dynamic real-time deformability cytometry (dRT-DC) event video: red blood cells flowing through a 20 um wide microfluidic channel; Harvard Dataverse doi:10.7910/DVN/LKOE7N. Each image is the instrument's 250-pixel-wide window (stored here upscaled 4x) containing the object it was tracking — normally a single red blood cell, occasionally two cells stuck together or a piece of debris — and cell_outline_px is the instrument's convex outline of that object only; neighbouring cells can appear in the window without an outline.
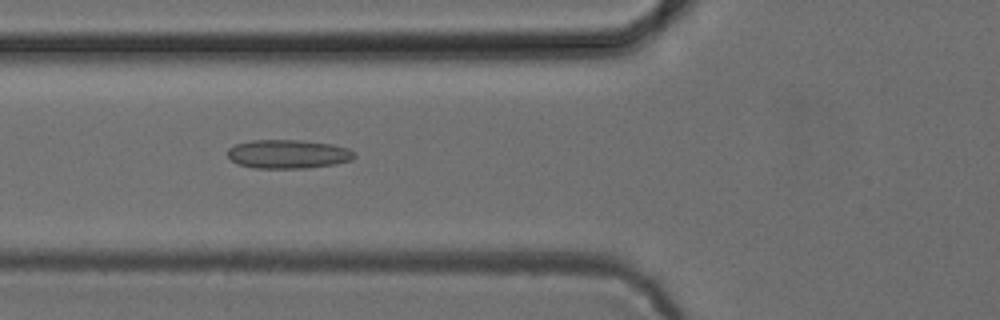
{"species": "common noctule bat (a hibernating species)", "species_latin": "Nyctalus noctula", "temperature_condition": "cold", "stored_images_in_passage": 51, "camera_frame_rate_fps": 3000, "um_per_image_px": 0.085, "animal": {"sex": "female", "body_mass_g": 24.6, "forearm_length_mm": 56.2}, "frame": {"image": 1, "passage_image": 19, "time_ms": 6.0, "image_size_px": [1000, 320], "cell_outline_px": [[356, 156], [352, 160], [336, 164], [304, 168], [256, 168], [236, 164], [228, 156], [228, 148], [236, 144], [252, 140], [300, 140], [332, 144], [348, 148], [356, 152]], "centroid_in_image_um": [24.51, 13.09], "position_along_channel_um": 101.3, "area_um2": 21.39}}
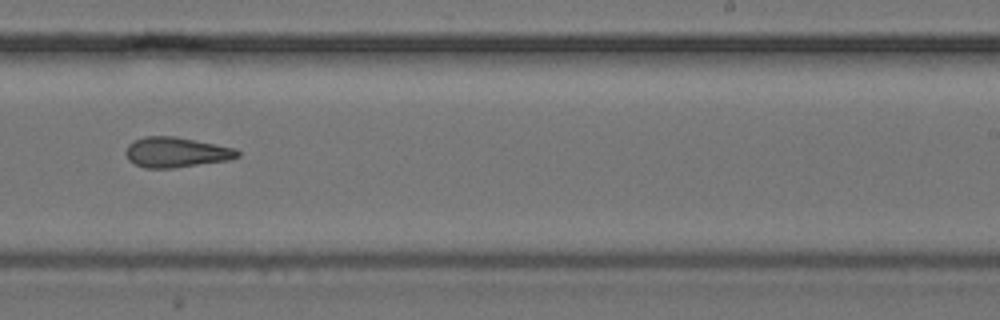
{"frame": {"image": 2, "passage_image": 32, "time_ms": 10.333, "image_size_px": [1000, 320], "cell_outline_px": [[240, 156], [228, 160], [172, 168], [144, 168], [128, 160], [124, 152], [128, 144], [132, 140], [144, 136], [172, 136], [236, 148], [240, 152]], "centroid_in_image_um": [14.93, 12.94], "position_along_channel_um": 274.1, "area_um2": 19.65}}
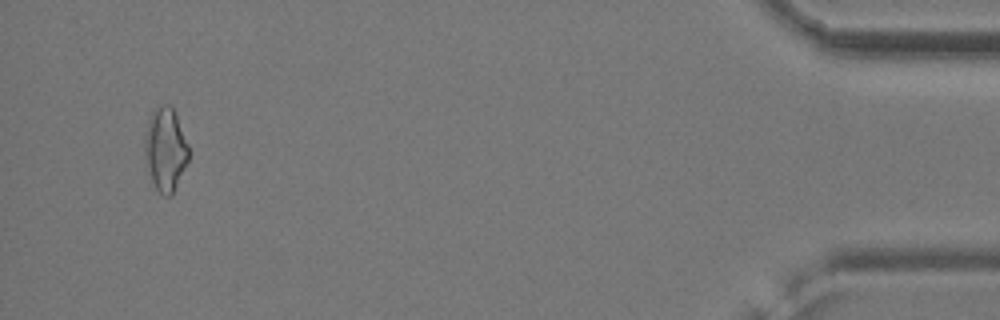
{"frame": {"image": 3, "passage_image": 49, "time_ms": 16.0, "image_size_px": [1000, 320], "cell_outline_px": [[188, 160], [172, 196], [164, 196], [156, 188], [152, 180], [144, 160], [144, 136], [148, 120], [152, 112], [156, 108], [168, 104], [176, 112], [188, 144]], "centroid_in_image_um": [14.05, 12.69], "position_along_channel_um": 421.2, "area_um2": 21.39}}